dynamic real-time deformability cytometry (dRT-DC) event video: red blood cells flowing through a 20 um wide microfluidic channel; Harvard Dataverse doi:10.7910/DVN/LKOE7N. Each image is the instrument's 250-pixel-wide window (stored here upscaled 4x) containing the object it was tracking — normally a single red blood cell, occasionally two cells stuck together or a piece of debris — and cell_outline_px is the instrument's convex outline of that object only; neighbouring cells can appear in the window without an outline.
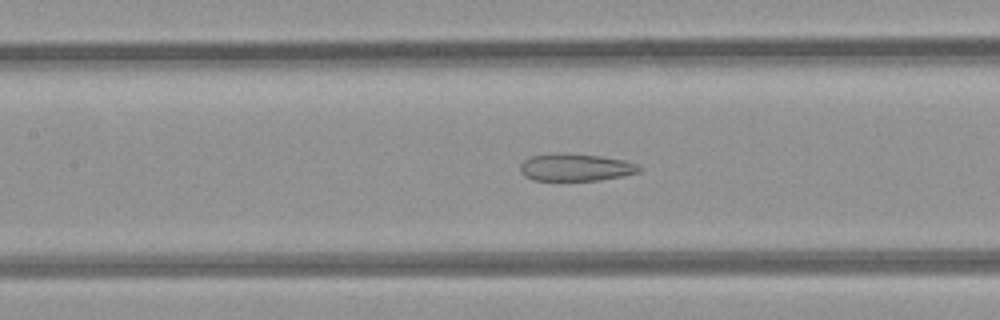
{"species": "common noctule bat (a hibernating species)", "species_latin": "Nyctalus noctula", "temperature_condition": "room temperature", "stored_images_in_passage": 49, "camera_frame_rate_fps": 3000, "um_per_image_px": 0.085, "animal": {"sex": "female", "body_mass_g": 21.9}, "frame": {"image": 1, "passage_image": 21, "time_ms": 6.667, "image_size_px": [1000, 320], "cell_outline_px": [[644, 168], [640, 172], [624, 176], [600, 180], [532, 180], [524, 176], [520, 172], [520, 164], [524, 160], [532, 156], [556, 152], [600, 156], [624, 160], [636, 164]], "centroid_in_image_um": [48.93, 14.22], "position_along_channel_um": 158.5, "area_um2": 19.13}}
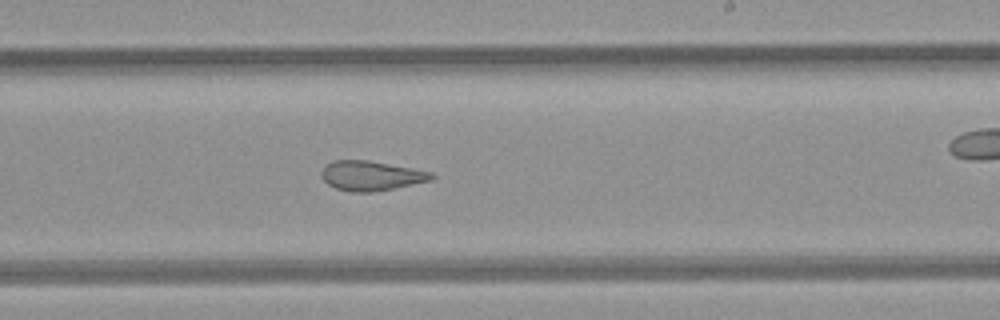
{"frame": {"image": 2, "passage_image": 28, "time_ms": 9.0, "image_size_px": [1000, 320], "cell_outline_px": [[436, 176], [432, 180], [372, 192], [352, 192], [336, 188], [328, 184], [320, 176], [320, 172], [324, 164], [332, 160], [368, 160], [432, 172]], "centroid_in_image_um": [31.49, 14.92], "position_along_channel_um": 257.5, "area_um2": 19.02}}
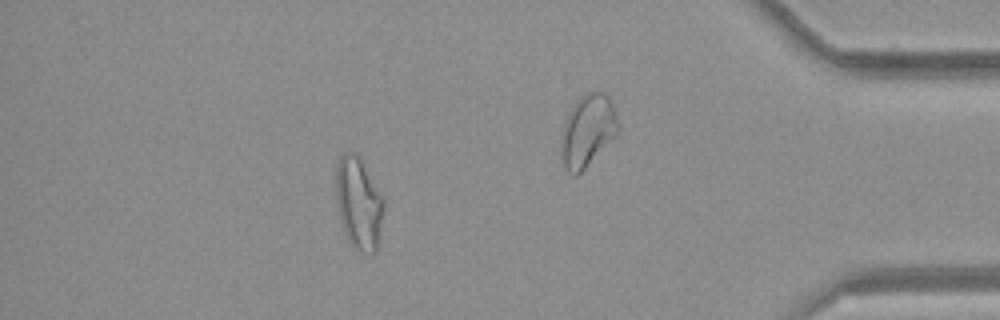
{"frame": {"image": 3, "passage_image": 42, "time_ms": 13.667, "image_size_px": [1000, 320], "cell_outline_px": [[384, 204], [376, 252], [368, 256], [352, 248], [344, 232], [340, 220], [336, 200], [336, 164], [340, 156], [344, 152], [352, 152], [360, 156], [384, 196]], "centroid_in_image_um": [30.49, 17.28], "position_along_channel_um": 404.7, "area_um2": 26.18}, "authors_computed_cell_mechanics": {"area_um2": 24.3338, "velocity_mm_per_s": 4.2584, "shape_relaxation_time_tau1_ms": null, "shape_relaxation_time_tau2_ms": 1.6408, "deformation_change_tau1": null, "deformation_change_tau2": 0.1034}}